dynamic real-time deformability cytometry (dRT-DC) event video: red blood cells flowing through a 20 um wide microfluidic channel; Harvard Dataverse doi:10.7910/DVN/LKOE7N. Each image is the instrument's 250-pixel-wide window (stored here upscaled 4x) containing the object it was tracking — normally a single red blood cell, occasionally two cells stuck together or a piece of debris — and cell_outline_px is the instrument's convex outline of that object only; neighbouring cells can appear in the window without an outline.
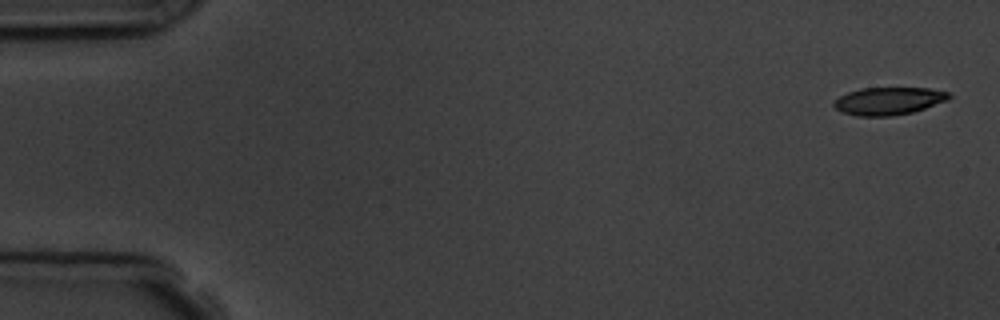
{"species": "common noctule bat (a hibernating species)", "species_latin": "Nyctalus noctula", "temperature_condition": "room temperature", "stored_images_in_passage": 5, "camera_frame_rate_fps": 3000, "um_per_image_px": 0.085, "animal": {"sex": "male", "body_mass_g": 19.5, "forearm_length_mm": 54.6}, "frame": {"image": 1, "passage_image": 1, "time_ms": 0.0, "image_size_px": [1000, 320], "cell_outline_px": [[952, 96], [948, 100], [912, 112], [892, 116], [856, 116], [844, 112], [836, 108], [832, 104], [840, 96], [848, 92], [860, 88], [928, 88], [948, 92]], "centroid_in_image_um": [75.54, 8.58], "position_along_channel_um": 9.5, "area_um2": 18.38}}